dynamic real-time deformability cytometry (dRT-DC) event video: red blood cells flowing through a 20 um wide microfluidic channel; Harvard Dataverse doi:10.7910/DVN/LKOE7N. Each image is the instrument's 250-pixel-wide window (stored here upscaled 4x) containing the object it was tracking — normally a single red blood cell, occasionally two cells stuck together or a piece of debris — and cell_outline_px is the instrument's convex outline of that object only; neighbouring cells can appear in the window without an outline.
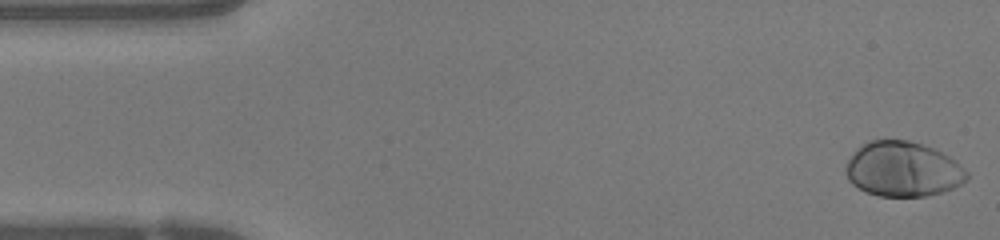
{"species": "human", "species_latin": "Homo sapiens", "temperature_condition": "warm", "stored_images_in_passage": 48, "camera_frame_rate_fps": 3000, "um_per_image_px": 0.085, "donor": {"sex": "female"}, "frame": {"image": 1, "passage_image": 1, "time_ms": 0.0, "image_size_px": [1000, 240], "cell_outline_px": [[968, 176], [960, 184], [944, 192], [924, 196], [880, 196], [868, 192], [852, 184], [848, 180], [844, 168], [848, 160], [856, 148], [860, 144], [868, 140], [908, 140], [932, 148], [956, 160], [968, 172]], "centroid_in_image_um": [76.72, 14.37], "position_along_channel_um": 8.3, "area_um2": 38.73}}
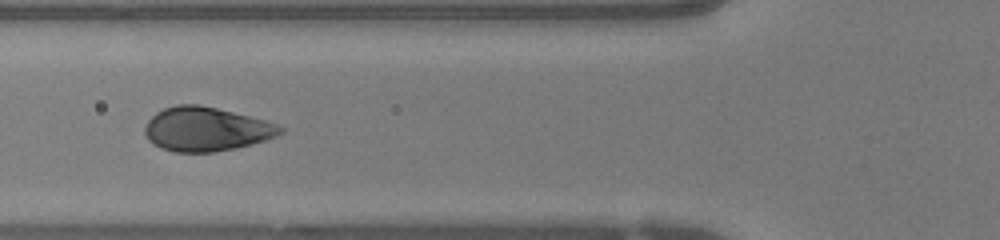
{"frame": {"image": 2, "passage_image": 17, "time_ms": 5.333, "image_size_px": [1000, 240], "cell_outline_px": [[284, 132], [276, 136], [252, 144], [236, 148], [212, 152], [176, 152], [160, 148], [152, 144], [148, 140], [144, 132], [144, 128], [148, 120], [156, 112], [164, 108], [176, 104], [200, 104], [264, 120], [276, 124], [284, 128]], "centroid_in_image_um": [17.48, 10.98], "position_along_channel_um": 108.3, "area_um2": 34.74}}
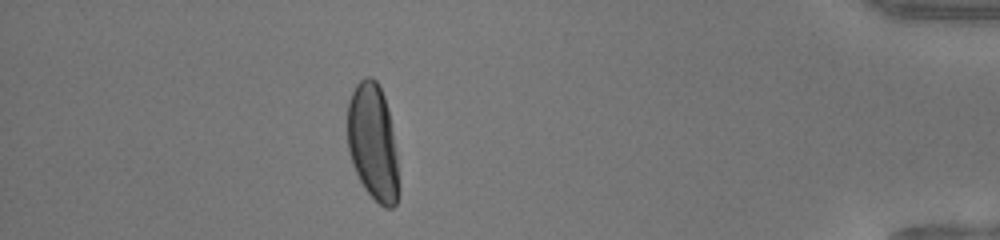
{"frame": {"image": 3, "passage_image": 42, "time_ms": 13.667, "image_size_px": [1000, 240], "cell_outline_px": [[400, 192], [396, 204], [392, 208], [384, 208], [364, 188], [352, 164], [348, 148], [348, 100], [356, 84], [364, 76], [372, 76], [380, 84], [384, 96], [388, 112], [396, 152], [400, 188]], "centroid_in_image_um": [31.7, 12.1], "position_along_channel_um": 403.5, "area_um2": 34.97}, "authors_computed_cell_mechanics": {"area_um2": 35.6337, "velocity_mm_per_s": 4.1865, "shape_relaxation_time_tau1_ms": 2.332, "shape_relaxation_time_tau2_ms": null, "deformation_change_tau1": 0.1735, "deformation_change_tau2": null}}